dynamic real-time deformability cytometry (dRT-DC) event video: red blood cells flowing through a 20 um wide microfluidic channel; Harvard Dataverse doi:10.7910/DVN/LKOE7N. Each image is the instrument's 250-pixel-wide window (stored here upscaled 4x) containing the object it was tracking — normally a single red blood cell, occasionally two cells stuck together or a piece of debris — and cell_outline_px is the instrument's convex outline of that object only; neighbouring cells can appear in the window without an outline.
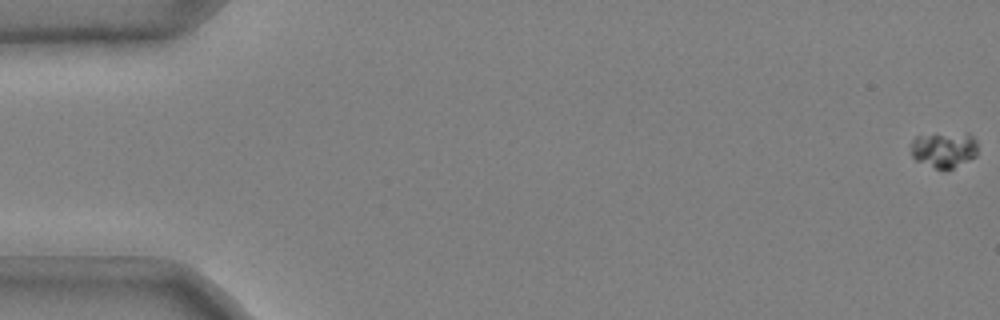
{"species": "common noctule bat (a hibernating species)", "species_latin": "Nyctalus noctula", "temperature_condition": "cold", "stored_images_in_passage": 53, "camera_frame_rate_fps": 3000, "um_per_image_px": 0.085, "animal": {"sex": "male", "body_mass_g": 20.4}, "frame": {"image": 1, "passage_image": 1, "time_ms": 0.0, "image_size_px": [1000, 320], "cell_outline_px": [[976, 156], [952, 168], [936, 168], [916, 160], [912, 156], [912, 140], [916, 136], [968, 132], [976, 140]], "centroid_in_image_um": [80.26, 12.7], "position_along_channel_um": 4.7, "area_um2": 13.58}}
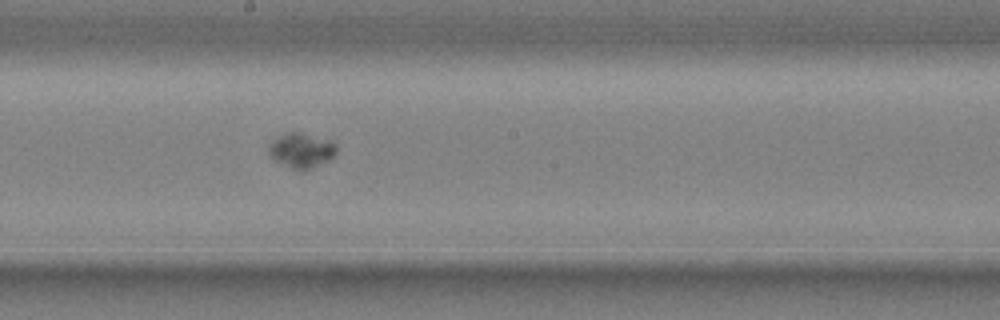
{"frame": {"image": 2, "passage_image": 31, "time_ms": 10.0, "image_size_px": [1000, 320], "cell_outline_px": [[336, 152], [328, 160], [300, 172], [276, 160], [268, 152], [268, 148], [272, 140], [276, 136], [288, 132], [300, 132], [332, 140], [336, 144]], "centroid_in_image_um": [25.62, 12.75], "position_along_channel_um": 222.6, "area_um2": 13.64}}
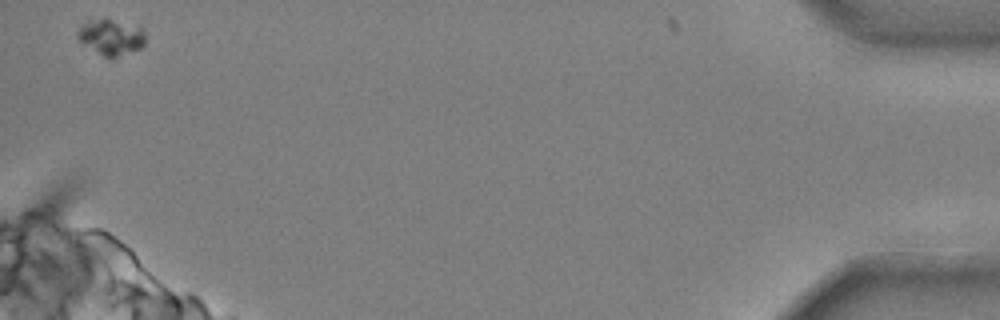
{"frame": {"image": 3, "passage_image": 53, "time_ms": 17.333, "image_size_px": [1000, 320], "cell_outline_px": [[144, 44], [140, 48], [116, 56], [104, 56], [80, 40], [80, 28], [88, 20], [108, 20], [140, 24], [144, 28]], "centroid_in_image_um": [9.55, 3.12], "position_along_channel_um": 425.7, "area_um2": 13.41}}